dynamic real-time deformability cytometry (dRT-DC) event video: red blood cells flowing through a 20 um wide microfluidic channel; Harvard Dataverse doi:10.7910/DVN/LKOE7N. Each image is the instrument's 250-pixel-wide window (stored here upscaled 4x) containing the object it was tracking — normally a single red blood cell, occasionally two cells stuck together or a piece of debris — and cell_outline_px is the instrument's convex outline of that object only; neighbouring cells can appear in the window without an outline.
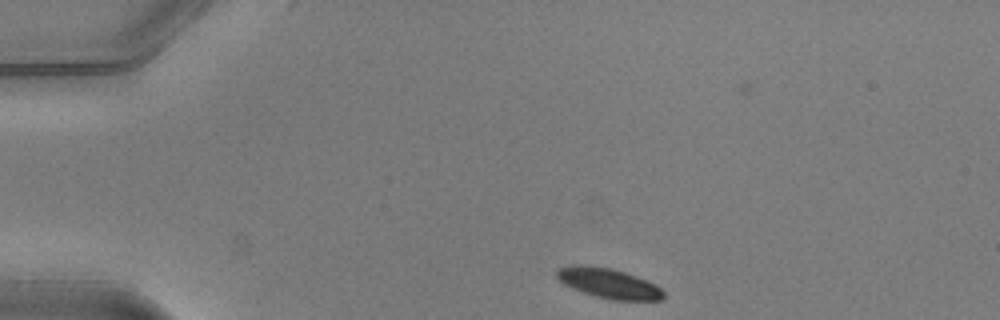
{"species": "common noctule bat (a hibernating species)", "species_latin": "Nyctalus noctula", "temperature_condition": "warm", "stored_images_in_passage": 42, "camera_frame_rate_fps": 3000, "um_per_image_px": 0.085, "animal": {"sex": "male", "body_mass_g": 20.5, "forearm_length_mm": 52.5}, "frame": {"image": 1, "passage_image": 1, "time_ms": 0.0, "image_size_px": [1000, 320], "cell_outline_px": [[664, 296], [660, 300], [612, 300], [596, 296], [572, 288], [564, 284], [556, 276], [556, 272], [560, 268], [572, 264], [580, 264], [612, 268], [636, 276], [656, 284], [664, 292]], "centroid_in_image_um": [51.73, 24.07], "position_along_channel_um": 33.3, "area_um2": 18.55}}
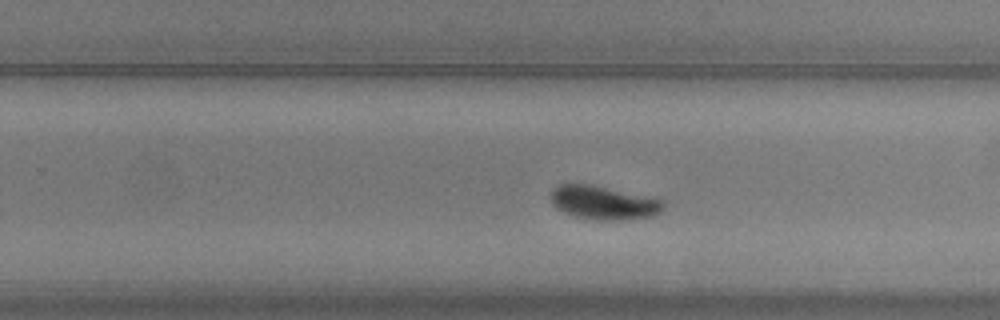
{"frame": {"image": 2, "passage_image": 24, "time_ms": 7.667, "image_size_px": [1000, 320], "cell_outline_px": [[664, 208], [660, 212], [652, 216], [632, 220], [596, 220], [576, 216], [564, 212], [556, 208], [552, 204], [552, 188], [556, 184], [588, 184], [652, 196], [664, 200]], "centroid_in_image_um": [51.35, 17.23], "position_along_channel_um": 278.4, "area_um2": 22.37}}
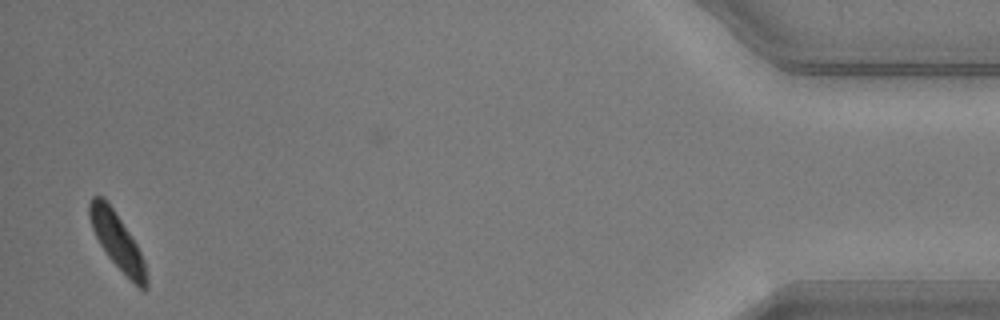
{"frame": {"image": 3, "passage_image": 41, "time_ms": 13.333, "image_size_px": [1000, 320], "cell_outline_px": [[148, 288], [144, 292], [108, 256], [100, 244], [92, 228], [88, 216], [88, 204], [92, 196], [104, 196], [108, 200], [136, 244], [144, 260], [148, 280]], "centroid_in_image_um": [9.95, 20.44], "position_along_channel_um": 425.3, "area_um2": 18.38}, "authors_computed_cell_mechanics": {"area_um2": 21.6172, "velocity_mm_per_s": 3.9649, "shape_relaxation_time_tau1_ms": 3.6623, "shape_relaxation_time_tau2_ms": 4.4214, "deformation_change_tau1": 0.1474, "deformation_change_tau2": 0.097}}